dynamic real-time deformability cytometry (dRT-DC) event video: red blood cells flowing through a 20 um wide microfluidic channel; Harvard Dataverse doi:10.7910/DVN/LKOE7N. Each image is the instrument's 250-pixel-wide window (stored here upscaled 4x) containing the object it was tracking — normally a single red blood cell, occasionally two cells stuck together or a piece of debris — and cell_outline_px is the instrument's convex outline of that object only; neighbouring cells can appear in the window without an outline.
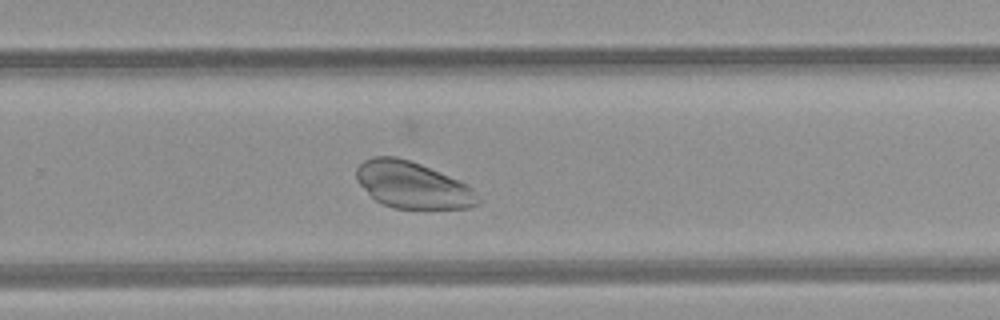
{"species": "common noctule bat (a hibernating species)", "species_latin": "Nyctalus noctula", "temperature_condition": "room temperature", "stored_images_in_passage": 40, "camera_frame_rate_fps": 3000, "um_per_image_px": 0.085, "animal": {"sex": "female", "body_mass_g": 21.9}, "frame": {"image": 1, "passage_image": 29, "time_ms": 9.333, "image_size_px": [1000, 320], "cell_outline_px": [[480, 204], [468, 208], [392, 208], [376, 200], [356, 180], [356, 168], [364, 160], [372, 156], [396, 156], [420, 164], [468, 184], [472, 188], [480, 200]], "centroid_in_image_um": [35.07, 15.72], "position_along_channel_um": 294.7, "area_um2": 32.77}}